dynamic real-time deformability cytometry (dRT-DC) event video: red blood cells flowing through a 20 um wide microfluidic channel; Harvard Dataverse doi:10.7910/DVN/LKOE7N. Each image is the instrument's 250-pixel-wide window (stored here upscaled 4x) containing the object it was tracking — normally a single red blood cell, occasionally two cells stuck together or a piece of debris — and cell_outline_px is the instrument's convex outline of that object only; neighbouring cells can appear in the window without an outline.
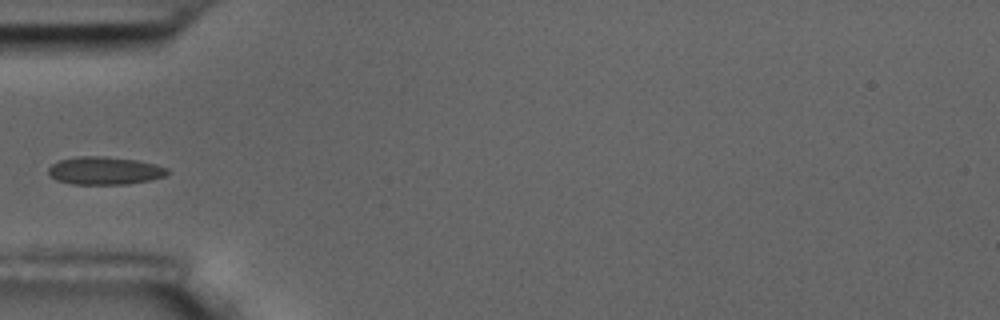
{"species": "common noctule bat (a hibernating species)", "species_latin": "Nyctalus noctula", "temperature_condition": "room temperature", "stored_images_in_passage": 6, "camera_frame_rate_fps": 3000, "um_per_image_px": 0.085, "animal": {"sex": "male", "body_mass_g": 17.5, "forearm_length_mm": 52.3}, "frame": {"image": 1, "passage_image": 6, "time_ms": 6.667, "image_size_px": [1000, 320], "cell_outline_px": [[172, 172], [164, 176], [152, 180], [128, 184], [72, 184], [56, 180], [48, 172], [48, 168], [52, 164], [60, 160], [76, 156], [104, 156], [136, 160], [156, 164], [168, 168]], "centroid_in_image_um": [8.94, 14.5], "position_along_channel_um": 76.1, "area_um2": 19.48}}